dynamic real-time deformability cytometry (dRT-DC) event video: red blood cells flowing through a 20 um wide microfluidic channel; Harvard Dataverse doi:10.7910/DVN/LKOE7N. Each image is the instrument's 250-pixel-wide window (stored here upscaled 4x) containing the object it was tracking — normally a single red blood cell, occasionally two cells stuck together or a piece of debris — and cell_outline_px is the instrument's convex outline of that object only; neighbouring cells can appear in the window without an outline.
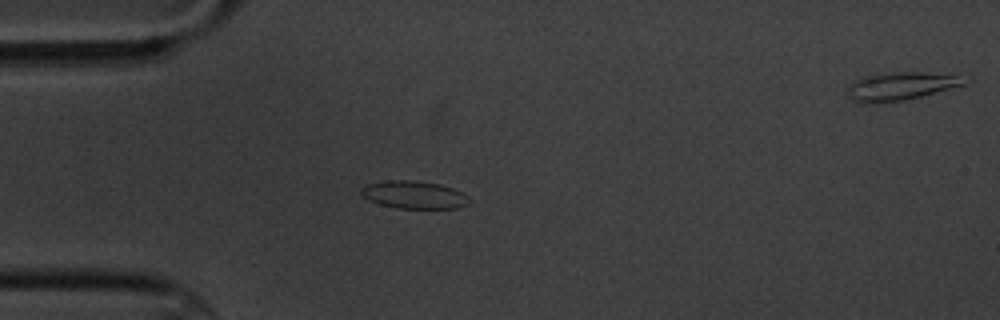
{"species": "common noctule bat (a hibernating species)", "species_latin": "Nyctalus noctula", "temperature_condition": "cold", "stored_images_in_passage": 6, "camera_frame_rate_fps": 3000, "um_per_image_px": 0.085, "animal": {"sex": "male", "body_mass_g": 20.1, "forearm_length_mm": 53.5}, "frame": {"image": 1, "passage_image": 2, "time_ms": 1.333, "image_size_px": [1000, 320], "cell_outline_px": [[472, 200], [468, 204], [456, 208], [396, 208], [380, 204], [368, 200], [360, 192], [360, 188], [364, 184], [384, 180], [416, 180], [440, 184], [452, 188], [468, 196]], "centroid_in_image_um": [35.16, 16.54], "position_along_channel_um": 49.8, "area_um2": 17.63}}
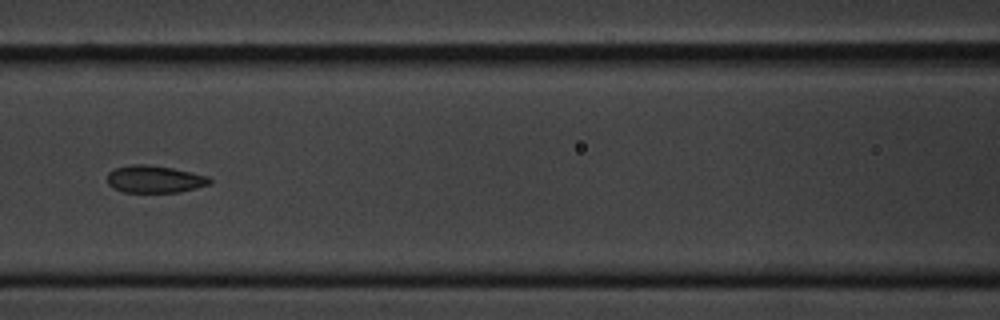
{"frame": {"image": 2, "passage_image": 5, "time_ms": 4.667, "image_size_px": [1000, 320], "cell_outline_px": [[212, 180], [208, 184], [196, 188], [180, 192], [124, 192], [112, 188], [108, 184], [108, 172], [116, 168], [132, 164], [144, 164], [172, 168], [192, 172], [208, 176]], "centroid_in_image_um": [13.13, 15.23], "position_along_channel_um": 153.5, "area_um2": 16.24}}
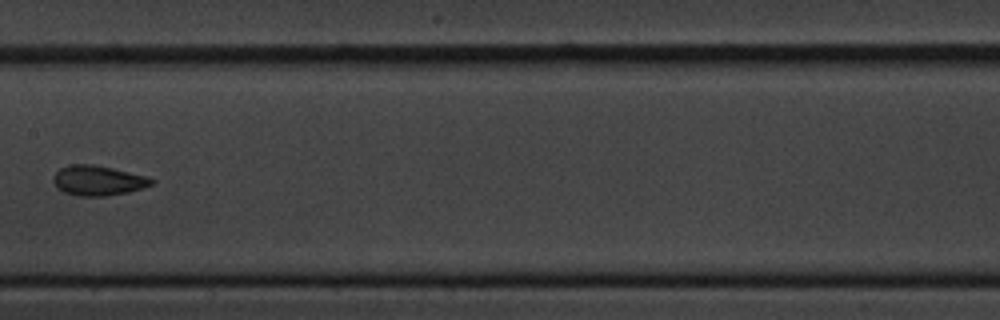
{"frame": {"image": 3, "passage_image": 6, "time_ms": 6.0, "image_size_px": [1000, 320], "cell_outline_px": [[156, 180], [152, 184], [128, 192], [104, 196], [76, 196], [64, 192], [56, 188], [52, 180], [52, 176], [60, 168], [72, 164], [92, 164], [112, 168], [144, 176]], "centroid_in_image_um": [8.26, 15.35], "position_along_channel_um": 199.1, "area_um2": 17.05}}